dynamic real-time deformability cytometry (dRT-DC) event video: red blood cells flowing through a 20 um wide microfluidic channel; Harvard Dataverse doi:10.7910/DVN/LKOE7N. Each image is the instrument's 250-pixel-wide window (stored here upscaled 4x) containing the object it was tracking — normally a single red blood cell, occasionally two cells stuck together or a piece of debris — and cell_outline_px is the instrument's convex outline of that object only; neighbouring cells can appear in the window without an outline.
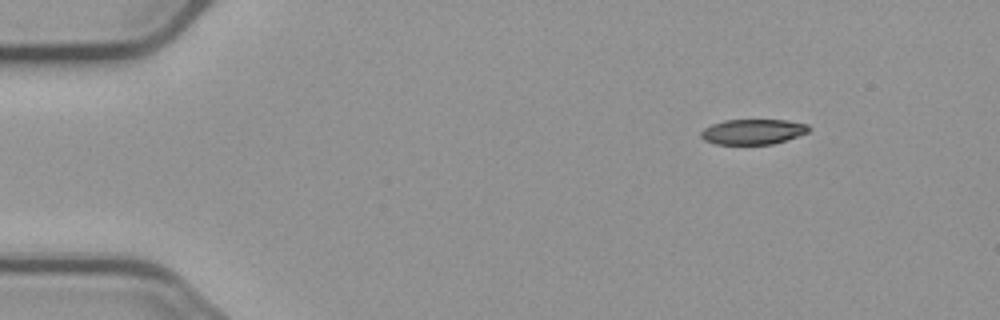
{"species": "common noctule bat (a hibernating species)", "species_latin": "Nyctalus noctula", "temperature_condition": "cold", "stored_images_in_passage": 5, "segment_of_instrument_passage": [1, 2], "camera_frame_rate_fps": 3000, "um_per_image_px": 0.085, "animal": {"sex": "male", "body_mass_g": 23.1, "forearm_length_mm": 52.7}, "frame": {"image": 1, "passage_image": 1, "time_ms": 0.0, "image_size_px": [1000, 320], "cell_outline_px": [[812, 128], [808, 132], [772, 144], [716, 144], [704, 140], [700, 136], [700, 132], [704, 128], [712, 124], [724, 120], [788, 120], [808, 124]], "centroid_in_image_um": [63.99, 11.19], "position_along_channel_um": 21.0, "area_um2": 15.84}}
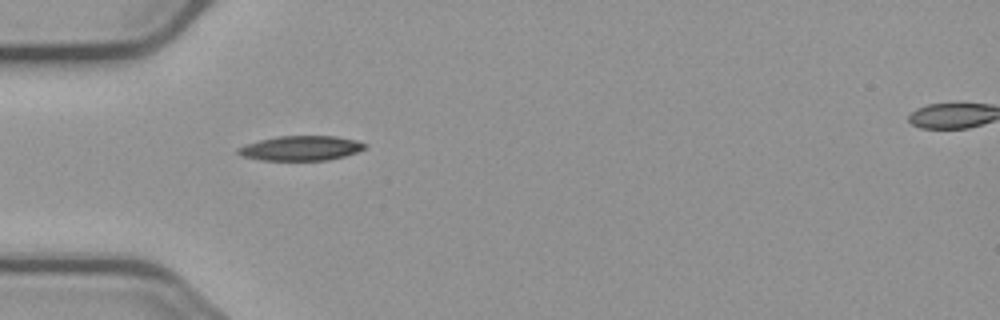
{"frame": {"image": 2, "passage_image": 4, "time_ms": 3.333, "image_size_px": [1000, 320], "cell_outline_px": [[368, 144], [364, 148], [356, 152], [344, 156], [328, 160], [260, 160], [240, 156], [236, 152], [236, 148], [260, 140], [276, 136], [336, 136], [356, 140]], "centroid_in_image_um": [25.55, 12.59], "position_along_channel_um": 59.4, "area_um2": 18.26}}